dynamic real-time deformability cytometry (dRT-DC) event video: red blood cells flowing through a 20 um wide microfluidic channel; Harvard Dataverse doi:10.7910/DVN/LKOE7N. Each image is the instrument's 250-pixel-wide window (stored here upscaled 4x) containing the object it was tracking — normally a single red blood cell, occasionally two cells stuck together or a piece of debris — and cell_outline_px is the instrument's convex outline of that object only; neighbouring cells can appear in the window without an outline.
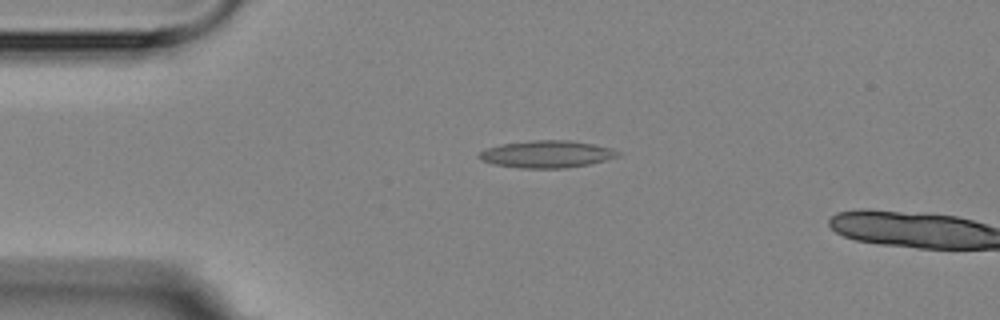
{"species": "Egyptian fruit bat (a non-hibernating species)", "species_latin": "Rousettus aegyptiacus", "temperature_condition": "room temperature", "stored_images_in_passage": 4, "camera_frame_rate_fps": 3000, "um_per_image_px": 0.085, "animal": {"sex": "female"}, "frame": {"image": 1, "passage_image": 3, "time_ms": 2.333, "image_size_px": [1000, 320], "cell_outline_px": [[624, 152], [620, 156], [588, 164], [564, 168], [520, 168], [492, 164], [480, 160], [476, 156], [480, 152], [488, 148], [500, 144], [532, 140], [568, 140], [592, 144], [612, 148]], "centroid_in_image_um": [46.47, 13.1], "position_along_channel_um": 38.5, "area_um2": 22.08}}